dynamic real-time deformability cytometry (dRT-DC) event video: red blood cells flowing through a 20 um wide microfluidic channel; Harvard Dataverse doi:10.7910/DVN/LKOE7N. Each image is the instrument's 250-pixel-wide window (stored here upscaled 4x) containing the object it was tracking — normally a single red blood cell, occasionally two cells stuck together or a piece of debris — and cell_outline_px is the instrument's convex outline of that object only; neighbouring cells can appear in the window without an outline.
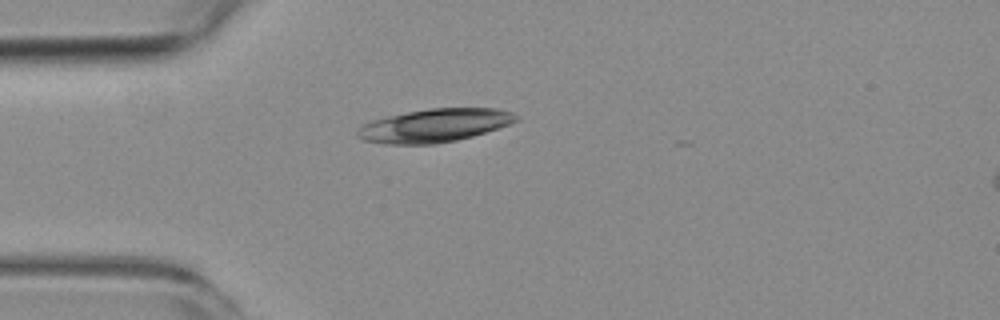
{"species": "common noctule bat (a hibernating species)", "species_latin": "Nyctalus noctula", "temperature_condition": "room temperature", "stored_images_in_passage": 5, "camera_frame_rate_fps": 3000, "um_per_image_px": 0.085, "animal": {"sex": "female", "body_mass_g": 19.3, "forearm_length_mm": 54.1}, "frame": {"image": 1, "passage_image": 5, "time_ms": 6.0, "image_size_px": [1000, 320], "cell_outline_px": [[520, 120], [472, 136], [456, 140], [436, 144], [384, 144], [364, 140], [356, 136], [356, 132], [364, 124], [372, 120], [388, 116], [428, 108], [496, 108], [512, 112], [520, 116]], "centroid_in_image_um": [36.94, 10.66], "position_along_channel_um": 48.1, "area_um2": 30.63}}